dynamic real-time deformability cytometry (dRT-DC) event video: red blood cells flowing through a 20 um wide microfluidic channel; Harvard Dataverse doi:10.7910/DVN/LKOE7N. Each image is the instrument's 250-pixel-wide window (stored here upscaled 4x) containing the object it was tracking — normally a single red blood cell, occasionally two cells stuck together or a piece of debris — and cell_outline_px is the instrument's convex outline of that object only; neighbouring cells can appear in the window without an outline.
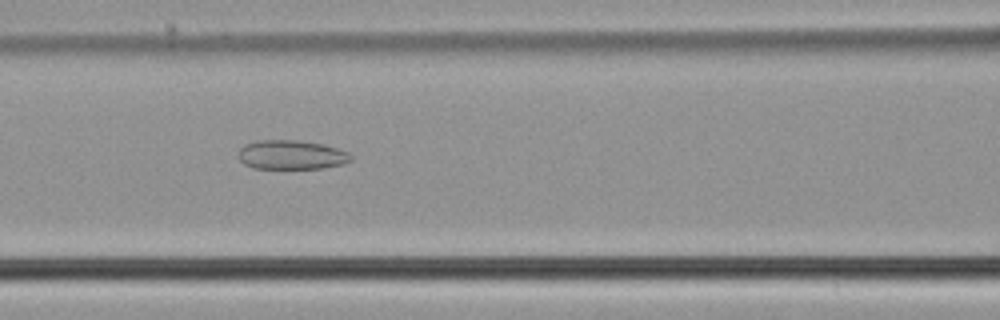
{"species": "common noctule bat (a hibernating species)", "species_latin": "Nyctalus noctula", "temperature_condition": "cold", "stored_images_in_passage": 42, "camera_frame_rate_fps": 3000, "um_per_image_px": 0.085, "animal": {"sex": "male", "body_mass_g": 21.5, "forearm_length_mm": 52.0}, "frame": {"image": 1, "passage_image": 16, "time_ms": 5.0, "image_size_px": [1000, 320], "cell_outline_px": [[352, 160], [344, 164], [324, 168], [252, 168], [244, 164], [240, 160], [240, 148], [244, 144], [256, 140], [300, 140], [324, 144], [348, 152], [352, 156]], "centroid_in_image_um": [24.79, 13.15], "position_along_channel_um": 141.8, "area_um2": 19.25}}
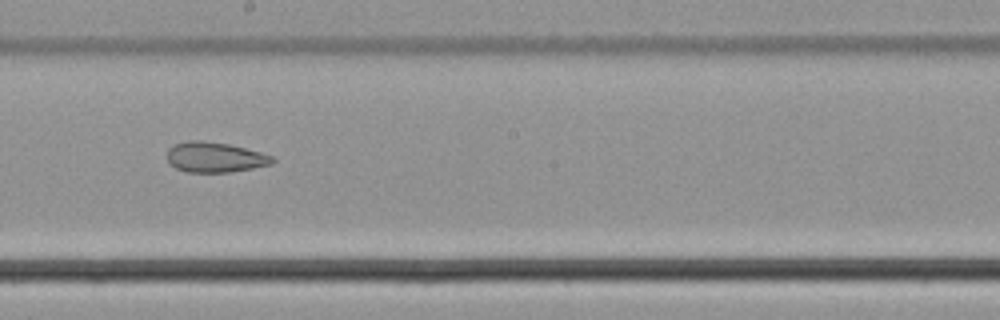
{"frame": {"image": 2, "passage_image": 23, "time_ms": 7.333, "image_size_px": [1000, 320], "cell_outline_px": [[276, 160], [272, 164], [252, 168], [228, 172], [188, 172], [176, 168], [168, 164], [168, 148], [176, 144], [188, 140], [200, 140], [228, 144], [260, 152], [272, 156]], "centroid_in_image_um": [18.25, 13.36], "position_along_channel_um": 229.9, "area_um2": 18.44}}
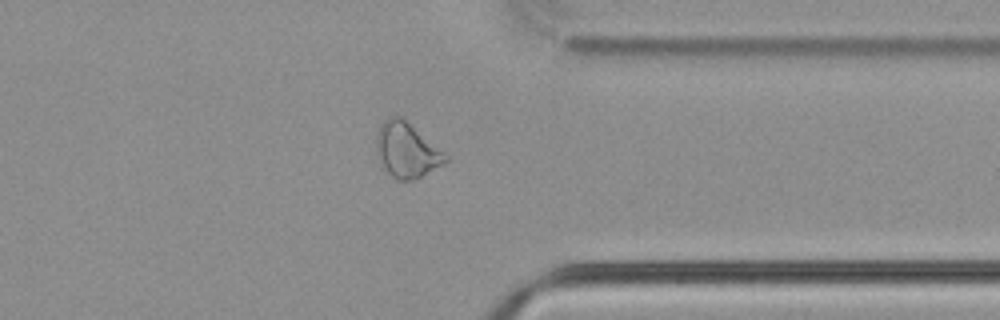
{"frame": {"image": 3, "passage_image": 35, "time_ms": 11.333, "image_size_px": [1000, 320], "cell_outline_px": [[448, 160], [444, 164], [412, 180], [396, 180], [388, 172], [376, 148], [376, 136], [380, 124], [388, 116], [400, 116], [444, 152], [448, 156]], "centroid_in_image_um": [34.57, 12.74], "position_along_channel_um": 376.8, "area_um2": 21.5}, "authors_computed_cell_mechanics": {"area_um2": 20.4323, "velocity_mm_per_s": 3.7822, "shape_relaxation_time_tau1_ms": null, "shape_relaxation_time_tau2_ms": 3.1162, "deformation_change_tau1": null, "deformation_change_tau2": 0.11}}